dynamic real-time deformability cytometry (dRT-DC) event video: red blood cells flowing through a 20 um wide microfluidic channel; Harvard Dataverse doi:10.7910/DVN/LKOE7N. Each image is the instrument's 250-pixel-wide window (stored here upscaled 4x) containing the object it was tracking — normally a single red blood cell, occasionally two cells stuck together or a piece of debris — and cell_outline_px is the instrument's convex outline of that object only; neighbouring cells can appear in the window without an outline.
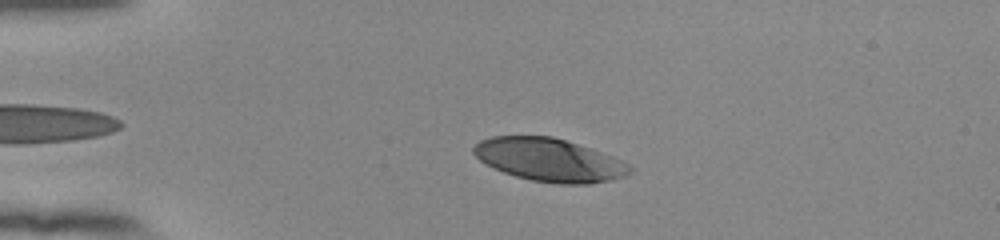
{"species": "human", "species_latin": "Homo sapiens", "temperature_condition": "room temperature", "stored_images_in_passage": 45, "camera_frame_rate_fps": 3000, "um_per_image_px": 0.085, "donor": {"sex": "female"}, "frame": {"image": 1, "passage_image": 10, "time_ms": 3.0, "image_size_px": [1000, 240], "cell_outline_px": [[636, 168], [632, 172], [624, 176], [608, 180], [588, 184], [560, 184], [532, 180], [516, 176], [504, 172], [480, 160], [472, 152], [472, 148], [480, 140], [492, 136], [552, 136], [612, 156]], "centroid_in_image_um": [46.7, 13.59], "position_along_channel_um": 38.3, "area_um2": 38.73}}
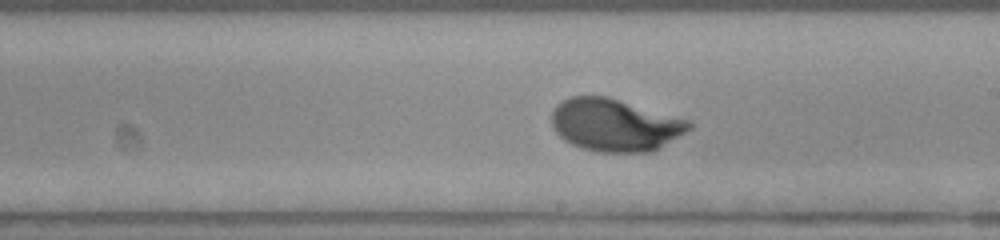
{"frame": {"image": 2, "passage_image": 29, "time_ms": 9.333, "image_size_px": [1000, 240], "cell_outline_px": [[692, 128], [656, 148], [648, 152], [600, 152], [580, 148], [564, 140], [552, 128], [552, 108], [556, 104], [568, 96], [608, 96], [692, 120]], "centroid_in_image_um": [52.24, 10.59], "position_along_channel_um": 236.8, "area_um2": 42.19}}
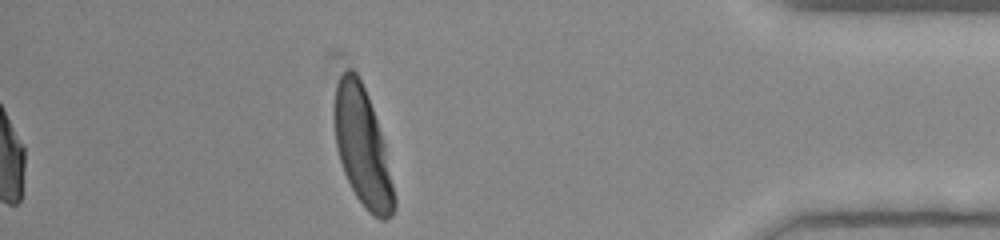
{"frame": {"image": 3, "passage_image": 45, "time_ms": 14.667, "image_size_px": [1000, 240], "cell_outline_px": [[396, 208], [392, 216], [388, 220], [380, 220], [372, 216], [364, 208], [356, 196], [344, 172], [336, 148], [332, 116], [332, 104], [336, 84], [340, 76], [348, 68], [352, 68], [356, 72], [368, 96], [384, 144], [396, 200]], "centroid_in_image_um": [30.77, 12.51], "position_along_channel_um": 404.4, "area_um2": 41.44}, "authors_computed_cell_mechanics": {"area_um2": 40.749, "velocity_mm_per_s": 3.8383, "shape_relaxation_time_tau1_ms": 2.3005, "shape_relaxation_time_tau2_ms": null, "deformation_change_tau1": 0.164, "deformation_change_tau2": null}}